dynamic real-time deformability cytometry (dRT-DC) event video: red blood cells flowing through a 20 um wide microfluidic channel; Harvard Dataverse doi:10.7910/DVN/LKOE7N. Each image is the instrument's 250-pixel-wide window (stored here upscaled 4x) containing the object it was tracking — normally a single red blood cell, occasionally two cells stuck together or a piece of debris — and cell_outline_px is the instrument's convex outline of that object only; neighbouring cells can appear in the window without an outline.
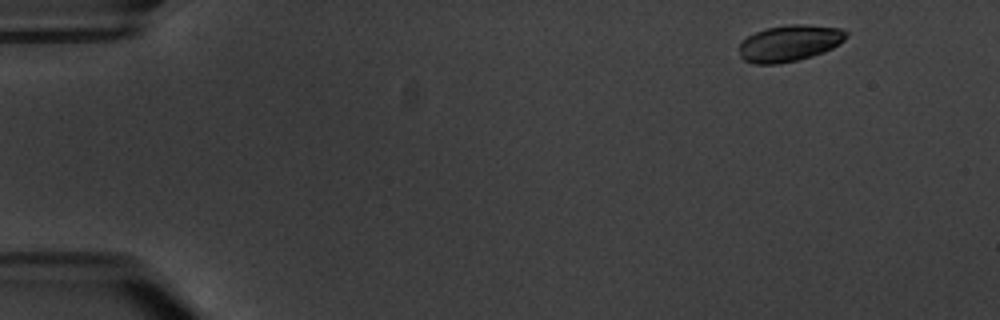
{"species": "common noctule bat (a hibernating species)", "species_latin": "Nyctalus noctula", "temperature_condition": "warm", "stored_images_in_passage": 6, "camera_frame_rate_fps": 3000, "um_per_image_px": 0.085, "animal": {"sex": "male", "body_mass_g": 20.1, "forearm_length_mm": 53.5}, "frame": {"image": 1, "passage_image": 1, "time_ms": 0.0, "image_size_px": [1000, 320], "cell_outline_px": [[848, 36], [844, 40], [832, 48], [824, 52], [812, 56], [796, 60], [776, 64], [756, 64], [744, 60], [740, 56], [740, 44], [748, 36], [756, 32], [768, 28], [788, 24], [808, 24], [840, 28], [848, 32]], "centroid_in_image_um": [67.14, 3.66], "position_along_channel_um": 17.9, "area_um2": 22.6}}
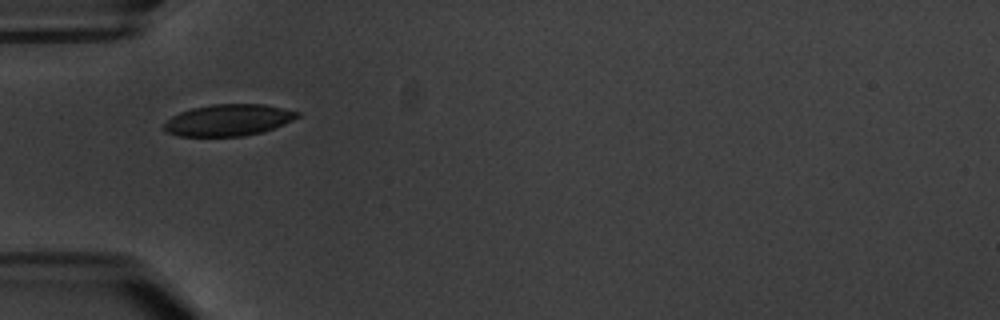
{"frame": {"image": 2, "passage_image": 5, "time_ms": 4.667, "image_size_px": [1000, 320], "cell_outline_px": [[300, 116], [284, 124], [264, 132], [244, 136], [180, 136], [168, 132], [164, 128], [164, 124], [172, 116], [180, 112], [192, 108], [212, 104], [264, 104], [300, 112]], "centroid_in_image_um": [19.44, 10.2], "position_along_channel_um": 65.6, "area_um2": 24.45}}